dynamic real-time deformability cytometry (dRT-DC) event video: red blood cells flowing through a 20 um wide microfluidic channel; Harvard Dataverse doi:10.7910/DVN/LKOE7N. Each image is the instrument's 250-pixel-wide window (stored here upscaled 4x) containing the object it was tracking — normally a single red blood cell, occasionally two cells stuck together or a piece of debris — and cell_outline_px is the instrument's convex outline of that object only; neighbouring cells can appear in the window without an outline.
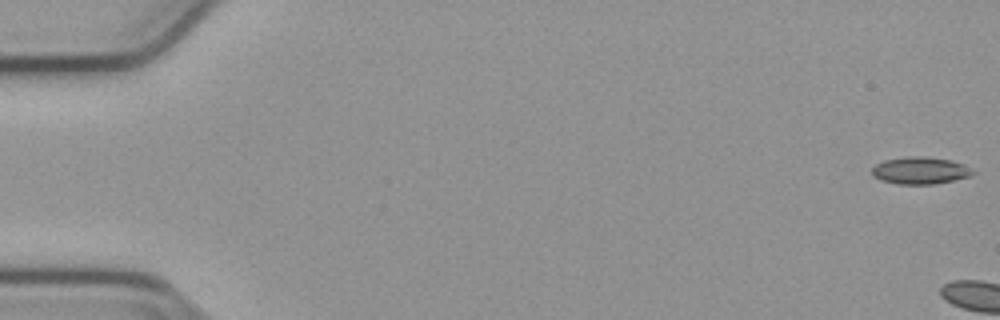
{"species": "common noctule bat (a hibernating species)", "species_latin": "Nyctalus noctula", "temperature_condition": "cold", "stored_images_in_passage": 4, "camera_frame_rate_fps": 3000, "um_per_image_px": 0.085, "animal": {"sex": "male", "body_mass_g": 23.1, "forearm_length_mm": 52.7}, "frame": {"image": 1, "passage_image": 1, "time_ms": 0.0, "image_size_px": [1000, 320], "cell_outline_px": [[976, 172], [968, 176], [952, 180], [932, 184], [896, 184], [880, 180], [872, 176], [872, 168], [876, 164], [884, 160], [908, 156], [928, 156], [952, 160], [964, 164]], "centroid_in_image_um": [78.19, 14.48], "position_along_channel_um": 6.8, "area_um2": 16.01}}